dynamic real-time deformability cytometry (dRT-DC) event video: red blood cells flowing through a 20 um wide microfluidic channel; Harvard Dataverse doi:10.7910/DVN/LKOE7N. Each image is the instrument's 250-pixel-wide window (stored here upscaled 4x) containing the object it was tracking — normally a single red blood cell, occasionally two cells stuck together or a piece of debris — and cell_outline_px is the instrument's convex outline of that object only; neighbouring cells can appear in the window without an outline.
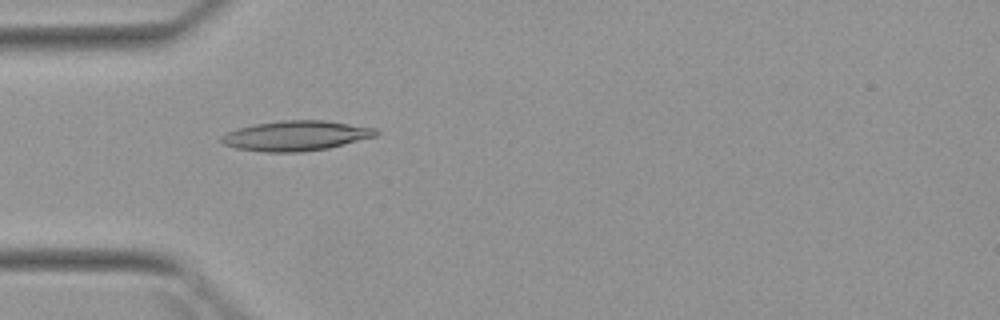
{"species": "Egyptian fruit bat (a non-hibernating species)", "species_latin": "Rousettus aegyptiacus", "temperature_condition": "warm", "stored_images_in_passage": 3, "camera_frame_rate_fps": 3000, "um_per_image_px": 0.085, "animal": {"sex": "female"}, "frame": {"image": 1, "passage_image": 3, "time_ms": 2.667, "image_size_px": [1000, 320], "cell_outline_px": [[380, 132], [376, 136], [328, 148], [300, 152], [264, 152], [236, 148], [224, 144], [220, 140], [220, 136], [228, 132], [240, 128], [256, 124], [280, 120], [324, 120], [376, 128]], "centroid_in_image_um": [25.16, 11.54], "position_along_channel_um": 59.8, "area_um2": 26.88}}